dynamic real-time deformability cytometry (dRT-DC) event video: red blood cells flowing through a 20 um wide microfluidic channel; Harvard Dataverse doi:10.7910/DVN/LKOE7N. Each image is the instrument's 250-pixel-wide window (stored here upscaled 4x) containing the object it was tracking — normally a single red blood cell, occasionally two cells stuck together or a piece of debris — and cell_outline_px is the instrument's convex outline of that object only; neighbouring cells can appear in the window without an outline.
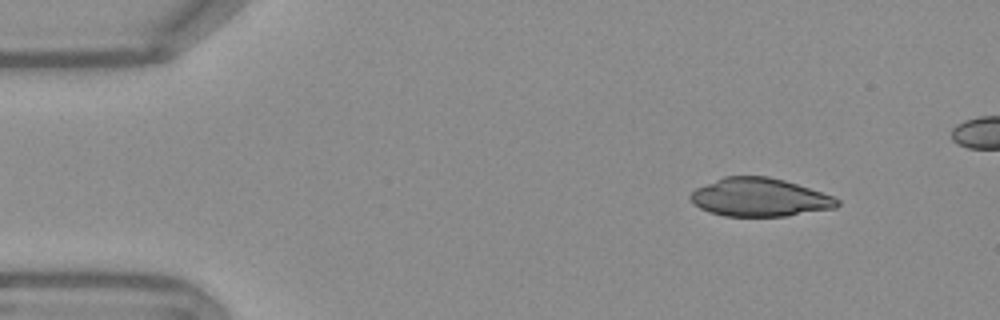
{"species": "Egyptian fruit bat (a non-hibernating species)", "species_latin": "Rousettus aegyptiacus", "temperature_condition": "warm", "stored_images_in_passage": 45, "camera_frame_rate_fps": 3000, "um_per_image_px": 0.085, "frame": {"image": 1, "passage_image": 2, "time_ms": 0.333, "image_size_px": [1000, 320], "cell_outline_px": [[840, 204], [836, 208], [788, 216], [724, 216], [708, 212], [692, 204], [688, 196], [696, 188], [724, 176], [768, 176], [784, 180], [832, 196], [840, 200]], "centroid_in_image_um": [64.54, 16.78], "position_along_channel_um": 20.5, "area_um2": 32.83}}
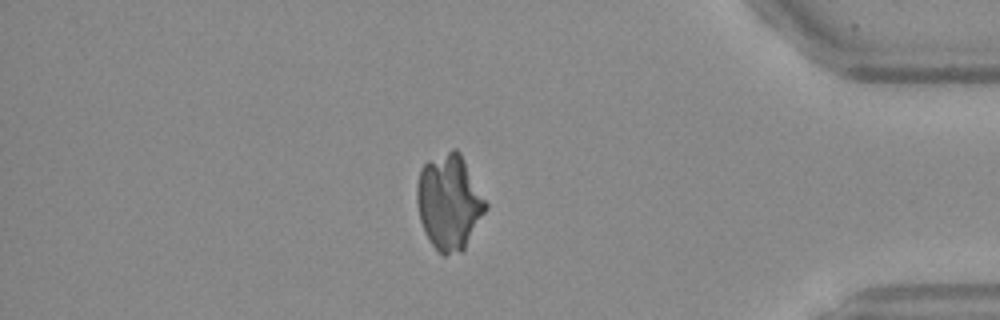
{"frame": {"image": 2, "passage_image": 41, "time_ms": 13.333, "image_size_px": [1000, 320], "cell_outline_px": [[488, 208], [464, 252], [444, 256], [428, 240], [424, 232], [420, 220], [416, 204], [416, 184], [420, 168], [428, 160], [452, 148], [456, 148], [460, 152], [488, 204]], "centroid_in_image_um": [38.18, 17.2], "position_along_channel_um": 397.0, "area_um2": 38.84}}